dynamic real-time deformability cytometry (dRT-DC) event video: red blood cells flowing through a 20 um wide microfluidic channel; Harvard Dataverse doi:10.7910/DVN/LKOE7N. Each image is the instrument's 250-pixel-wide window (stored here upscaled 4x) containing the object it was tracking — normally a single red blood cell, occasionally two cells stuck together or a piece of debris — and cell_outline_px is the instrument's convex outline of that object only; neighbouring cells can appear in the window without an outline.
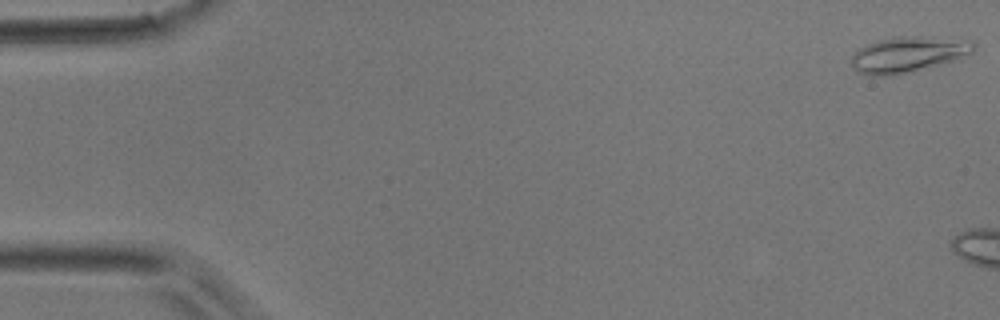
{"species": "common noctule bat (a hibernating species)", "species_latin": "Nyctalus noctula", "temperature_condition": "room temperature", "stored_images_in_passage": 5, "camera_frame_rate_fps": 3000, "um_per_image_px": 0.085, "animal": {"sex": "male", "body_mass_g": 17.9}, "frame": {"image": 1, "passage_image": 1, "time_ms": 0.0, "image_size_px": [1000, 320], "cell_outline_px": [[976, 48], [972, 52], [956, 60], [928, 68], [892, 76], [868, 76], [856, 72], [852, 64], [852, 56], [860, 48], [868, 44], [880, 40], [900, 36], [920, 36], [972, 40], [976, 44]], "centroid_in_image_um": [77.22, 4.64], "position_along_channel_um": 7.8, "area_um2": 25.66}}